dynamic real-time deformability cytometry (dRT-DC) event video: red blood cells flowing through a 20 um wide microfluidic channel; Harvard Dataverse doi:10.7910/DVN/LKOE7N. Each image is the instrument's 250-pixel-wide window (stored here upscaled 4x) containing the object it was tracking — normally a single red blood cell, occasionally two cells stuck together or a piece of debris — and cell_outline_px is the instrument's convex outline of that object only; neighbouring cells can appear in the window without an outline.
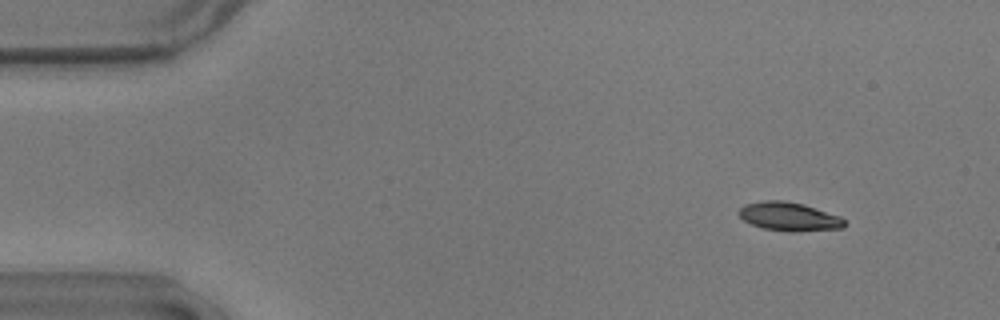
{"species": "common noctule bat (a hibernating species)", "species_latin": "Nyctalus noctula", "temperature_condition": "warm", "stored_images_in_passage": 16, "camera_frame_rate_fps": 3000, "um_per_image_px": 0.085, "animal": {"sex": "male", "body_mass_g": 17.9}, "frame": {"image": 1, "passage_image": 6, "time_ms": 1.667, "image_size_px": [1000, 320], "cell_outline_px": [[844, 228], [796, 232], [792, 232], [764, 228], [752, 224], [744, 220], [736, 212], [744, 204], [764, 200], [784, 200], [804, 204], [840, 216], [844, 220]], "centroid_in_image_um": [67.06, 18.4], "position_along_channel_um": 17.9, "area_um2": 17.69}}